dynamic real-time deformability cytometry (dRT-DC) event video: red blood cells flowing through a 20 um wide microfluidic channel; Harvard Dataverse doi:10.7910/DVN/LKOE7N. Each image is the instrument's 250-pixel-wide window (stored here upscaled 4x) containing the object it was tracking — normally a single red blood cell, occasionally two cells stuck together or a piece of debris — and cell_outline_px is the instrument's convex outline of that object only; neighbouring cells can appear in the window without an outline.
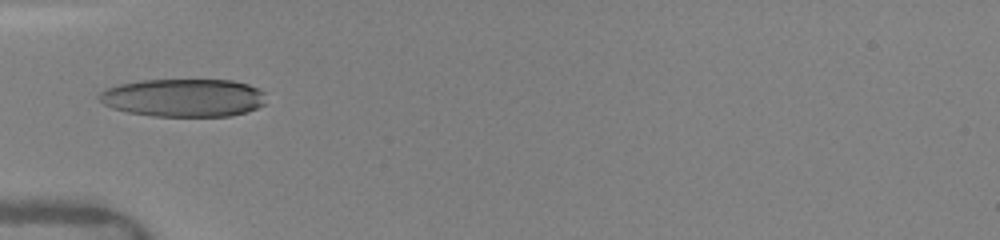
{"species": "human", "species_latin": "Homo sapiens", "temperature_condition": "warm", "stored_images_in_passage": 17, "camera_frame_rate_fps": 3000, "um_per_image_px": 0.085, "donor": {"sex": "female"}, "frame": {"image": 1, "passage_image": 1, "time_ms": 0.0, "image_size_px": [1000, 240], "cell_outline_px": [[264, 104], [256, 108], [232, 116], [152, 116], [128, 112], [112, 108], [104, 104], [100, 100], [100, 92], [108, 88], [120, 84], [140, 80], [232, 80], [248, 84], [264, 92]], "centroid_in_image_um": [15.6, 8.31], "position_along_channel_um": 69.4, "area_um2": 36.82}}
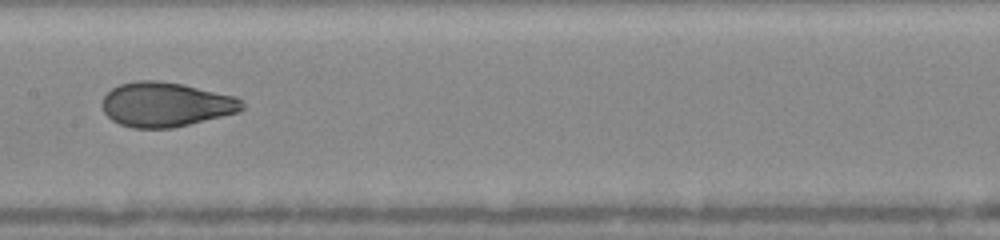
{"frame": {"image": 2, "passage_image": 11, "time_ms": 3.0, "image_size_px": [1000, 240], "cell_outline_px": [[244, 108], [240, 112], [172, 128], [132, 128], [120, 124], [112, 120], [104, 112], [104, 96], [112, 88], [120, 84], [136, 80], [156, 80], [184, 84], [236, 96], [244, 104]], "centroid_in_image_um": [14.12, 8.87], "position_along_channel_um": 193.3, "area_um2": 36.3}}
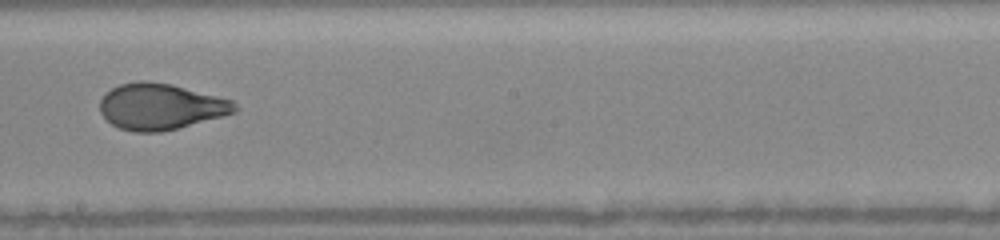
{"frame": {"image": 3, "passage_image": 14, "time_ms": 4.0, "image_size_px": [1000, 240], "cell_outline_px": [[240, 108], [236, 112], [224, 116], [160, 132], [132, 132], [120, 128], [112, 124], [100, 112], [100, 100], [112, 88], [120, 84], [140, 80], [148, 80], [172, 84], [232, 100]], "centroid_in_image_um": [13.67, 9.05], "position_along_channel_um": 234.5, "area_um2": 36.18}}